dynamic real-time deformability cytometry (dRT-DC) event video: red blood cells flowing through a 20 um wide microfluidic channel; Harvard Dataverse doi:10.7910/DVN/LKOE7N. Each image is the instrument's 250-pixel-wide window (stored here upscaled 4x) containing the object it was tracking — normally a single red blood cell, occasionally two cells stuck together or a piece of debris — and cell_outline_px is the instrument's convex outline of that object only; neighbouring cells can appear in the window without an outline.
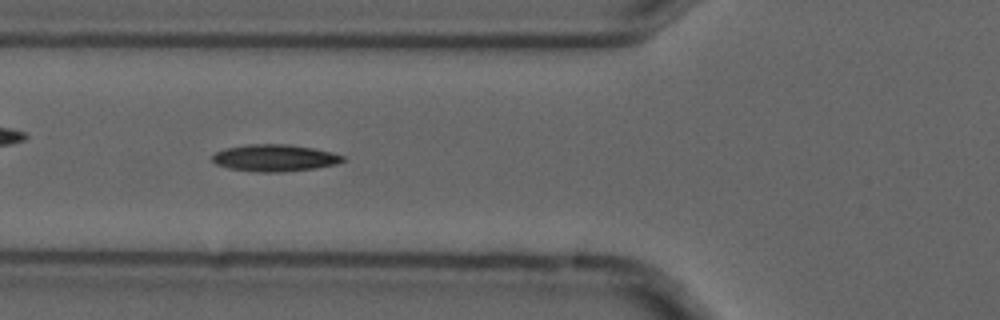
{"species": "common noctule bat (a hibernating species)", "species_latin": "Nyctalus noctula", "temperature_condition": "cold", "stored_images_in_passage": 5, "camera_frame_rate_fps": 3000, "um_per_image_px": 0.085, "animal": {"sex": "male", "forearm_length_mm": 52.5}, "frame": {"image": 1, "passage_image": 4, "time_ms": 1.0, "image_size_px": [1000, 320], "cell_outline_px": [[348, 160], [336, 164], [316, 168], [280, 172], [256, 172], [228, 168], [216, 164], [212, 160], [212, 156], [216, 152], [228, 148], [248, 144], [288, 144], [312, 148], [332, 152], [344, 156]], "centroid_in_image_um": [23.38, 13.43], "position_along_channel_um": 102.4, "area_um2": 20.46}}
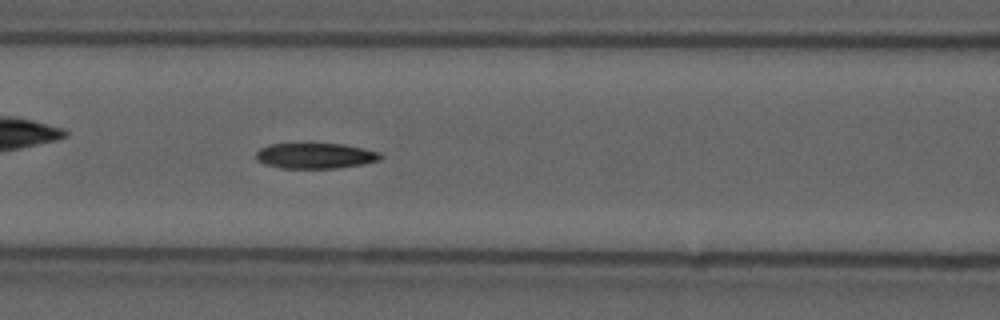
{"frame": {"image": 2, "passage_image": 5, "time_ms": 1.333, "image_size_px": [1000, 320], "cell_outline_px": [[384, 156], [380, 160], [364, 164], [336, 168], [280, 168], [264, 164], [256, 160], [256, 152], [260, 148], [268, 144], [308, 140], [344, 144], [364, 148], [380, 152]], "centroid_in_image_um": [26.78, 13.18], "position_along_channel_um": 139.8, "area_um2": 19.77}}